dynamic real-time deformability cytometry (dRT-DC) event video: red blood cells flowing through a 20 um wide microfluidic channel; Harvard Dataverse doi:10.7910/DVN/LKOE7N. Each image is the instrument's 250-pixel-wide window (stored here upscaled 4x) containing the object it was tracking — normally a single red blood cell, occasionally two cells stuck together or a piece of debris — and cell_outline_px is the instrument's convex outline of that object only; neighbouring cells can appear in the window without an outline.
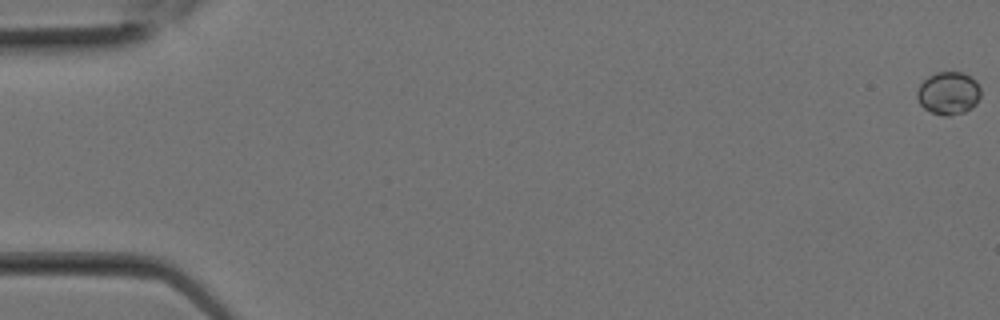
{"species": "Egyptian fruit bat (a non-hibernating species)", "species_latin": "Rousettus aegyptiacus", "temperature_condition": "room temperature", "stored_images_in_passage": 26, "camera_frame_rate_fps": 3000, "um_per_image_px": 0.085, "animal": {"sex": "female"}, "frame": {"image": 1, "passage_image": 1, "time_ms": 0.0, "image_size_px": [1000, 320], "cell_outline_px": [[980, 96], [976, 104], [972, 108], [964, 112], [948, 116], [944, 116], [932, 112], [924, 108], [916, 100], [916, 92], [920, 84], [928, 76], [936, 72], [960, 72], [976, 80], [980, 88]], "centroid_in_image_um": [80.6, 7.92], "position_along_channel_um": 4.4, "area_um2": 15.95}}
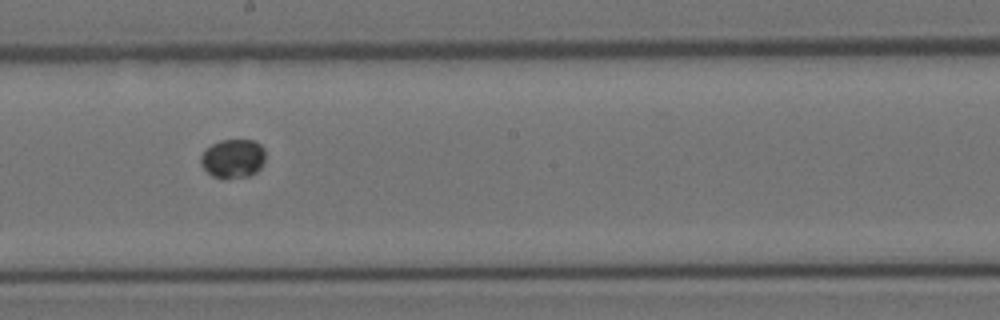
{"frame": {"image": 2, "passage_image": 15, "time_ms": 4.667, "image_size_px": [1000, 320], "cell_outline_px": [[264, 164], [256, 172], [248, 176], [212, 176], [200, 164], [200, 156], [212, 144], [220, 140], [252, 140], [260, 144], [264, 148]], "centroid_in_image_um": [19.82, 13.44], "position_along_channel_um": 228.4, "area_um2": 14.28}}
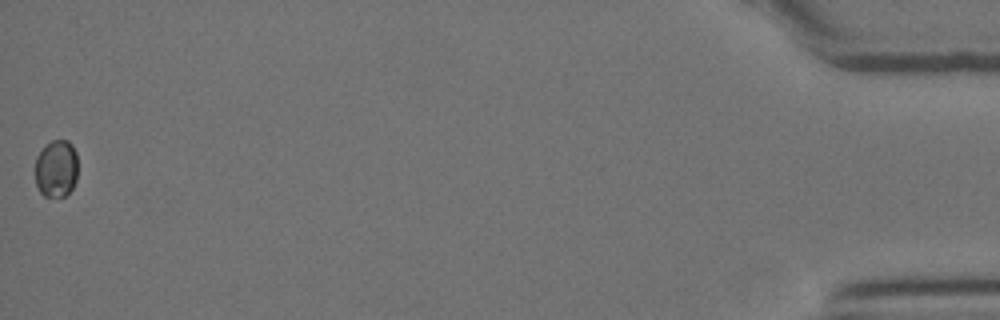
{"frame": {"image": 3, "passage_image": 26, "time_ms": 8.333, "image_size_px": [1000, 320], "cell_outline_px": [[76, 180], [72, 188], [64, 196], [44, 196], [40, 192], [36, 184], [36, 156], [52, 140], [68, 140], [72, 144], [76, 152]], "centroid_in_image_um": [4.79, 14.33], "position_along_channel_um": 430.4, "area_um2": 14.1}}